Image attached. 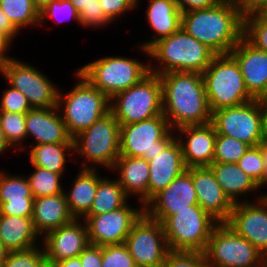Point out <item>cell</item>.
<instances>
[{
	"mask_svg": "<svg viewBox=\"0 0 267 267\" xmlns=\"http://www.w3.org/2000/svg\"><path fill=\"white\" fill-rule=\"evenodd\" d=\"M162 85L163 115L172 130L185 125L211 122L202 74L167 72L159 75Z\"/></svg>",
	"mask_w": 267,
	"mask_h": 267,
	"instance_id": "6da1fadb",
	"label": "cell"
},
{
	"mask_svg": "<svg viewBox=\"0 0 267 267\" xmlns=\"http://www.w3.org/2000/svg\"><path fill=\"white\" fill-rule=\"evenodd\" d=\"M181 28L216 55L229 54L243 38L244 18L238 5L222 0L208 9L182 13Z\"/></svg>",
	"mask_w": 267,
	"mask_h": 267,
	"instance_id": "7a4b0ae2",
	"label": "cell"
},
{
	"mask_svg": "<svg viewBox=\"0 0 267 267\" xmlns=\"http://www.w3.org/2000/svg\"><path fill=\"white\" fill-rule=\"evenodd\" d=\"M215 55L206 45L180 28L149 49L150 72L157 75L167 72L202 74Z\"/></svg>",
	"mask_w": 267,
	"mask_h": 267,
	"instance_id": "3957f363",
	"label": "cell"
},
{
	"mask_svg": "<svg viewBox=\"0 0 267 267\" xmlns=\"http://www.w3.org/2000/svg\"><path fill=\"white\" fill-rule=\"evenodd\" d=\"M74 75L77 83L65 93L58 91L57 101V108L72 138L110 112V99L77 71Z\"/></svg>",
	"mask_w": 267,
	"mask_h": 267,
	"instance_id": "277c9868",
	"label": "cell"
},
{
	"mask_svg": "<svg viewBox=\"0 0 267 267\" xmlns=\"http://www.w3.org/2000/svg\"><path fill=\"white\" fill-rule=\"evenodd\" d=\"M73 152L84 160L80 169L102 167L110 171L120 156V124L114 115L107 113L75 136Z\"/></svg>",
	"mask_w": 267,
	"mask_h": 267,
	"instance_id": "5b68a950",
	"label": "cell"
},
{
	"mask_svg": "<svg viewBox=\"0 0 267 267\" xmlns=\"http://www.w3.org/2000/svg\"><path fill=\"white\" fill-rule=\"evenodd\" d=\"M202 77L211 112L254 100L246 89L238 62L230 53L215 55Z\"/></svg>",
	"mask_w": 267,
	"mask_h": 267,
	"instance_id": "8992f818",
	"label": "cell"
},
{
	"mask_svg": "<svg viewBox=\"0 0 267 267\" xmlns=\"http://www.w3.org/2000/svg\"><path fill=\"white\" fill-rule=\"evenodd\" d=\"M130 56H104L76 71L109 99L140 82L150 73V63Z\"/></svg>",
	"mask_w": 267,
	"mask_h": 267,
	"instance_id": "52a82bcc",
	"label": "cell"
},
{
	"mask_svg": "<svg viewBox=\"0 0 267 267\" xmlns=\"http://www.w3.org/2000/svg\"><path fill=\"white\" fill-rule=\"evenodd\" d=\"M110 112L120 125L140 122L163 114L159 75L149 73L140 82L110 99Z\"/></svg>",
	"mask_w": 267,
	"mask_h": 267,
	"instance_id": "ba28073f",
	"label": "cell"
},
{
	"mask_svg": "<svg viewBox=\"0 0 267 267\" xmlns=\"http://www.w3.org/2000/svg\"><path fill=\"white\" fill-rule=\"evenodd\" d=\"M162 224L170 250L204 252L219 222L199 205H190V209L177 211Z\"/></svg>",
	"mask_w": 267,
	"mask_h": 267,
	"instance_id": "9c48e42d",
	"label": "cell"
},
{
	"mask_svg": "<svg viewBox=\"0 0 267 267\" xmlns=\"http://www.w3.org/2000/svg\"><path fill=\"white\" fill-rule=\"evenodd\" d=\"M204 254L209 267H267L264 255L226 223L213 229Z\"/></svg>",
	"mask_w": 267,
	"mask_h": 267,
	"instance_id": "30bf717a",
	"label": "cell"
},
{
	"mask_svg": "<svg viewBox=\"0 0 267 267\" xmlns=\"http://www.w3.org/2000/svg\"><path fill=\"white\" fill-rule=\"evenodd\" d=\"M174 139L175 132L163 114L120 125V156L142 157L149 162Z\"/></svg>",
	"mask_w": 267,
	"mask_h": 267,
	"instance_id": "8fae6325",
	"label": "cell"
},
{
	"mask_svg": "<svg viewBox=\"0 0 267 267\" xmlns=\"http://www.w3.org/2000/svg\"><path fill=\"white\" fill-rule=\"evenodd\" d=\"M0 76L7 84L21 91L32 108L56 107L60 86L36 66L11 57L0 65Z\"/></svg>",
	"mask_w": 267,
	"mask_h": 267,
	"instance_id": "7c38bea8",
	"label": "cell"
},
{
	"mask_svg": "<svg viewBox=\"0 0 267 267\" xmlns=\"http://www.w3.org/2000/svg\"><path fill=\"white\" fill-rule=\"evenodd\" d=\"M124 244L137 267H163L170 251L163 224L145 213L133 224Z\"/></svg>",
	"mask_w": 267,
	"mask_h": 267,
	"instance_id": "4fadbf2b",
	"label": "cell"
},
{
	"mask_svg": "<svg viewBox=\"0 0 267 267\" xmlns=\"http://www.w3.org/2000/svg\"><path fill=\"white\" fill-rule=\"evenodd\" d=\"M211 123L217 134L233 137L250 147L262 139L260 99L236 107H224L211 114Z\"/></svg>",
	"mask_w": 267,
	"mask_h": 267,
	"instance_id": "5bb4252c",
	"label": "cell"
},
{
	"mask_svg": "<svg viewBox=\"0 0 267 267\" xmlns=\"http://www.w3.org/2000/svg\"><path fill=\"white\" fill-rule=\"evenodd\" d=\"M131 205L129 201L124 207L107 213L86 215L83 220L90 244L105 246L124 243L133 224L144 213L142 204L137 208Z\"/></svg>",
	"mask_w": 267,
	"mask_h": 267,
	"instance_id": "9a60e30c",
	"label": "cell"
},
{
	"mask_svg": "<svg viewBox=\"0 0 267 267\" xmlns=\"http://www.w3.org/2000/svg\"><path fill=\"white\" fill-rule=\"evenodd\" d=\"M253 200L234 204L225 223L267 259V196Z\"/></svg>",
	"mask_w": 267,
	"mask_h": 267,
	"instance_id": "2e32d148",
	"label": "cell"
},
{
	"mask_svg": "<svg viewBox=\"0 0 267 267\" xmlns=\"http://www.w3.org/2000/svg\"><path fill=\"white\" fill-rule=\"evenodd\" d=\"M190 205H198L191 167L176 177L165 189L154 195L144 205V213L151 219L163 223L177 211L190 209Z\"/></svg>",
	"mask_w": 267,
	"mask_h": 267,
	"instance_id": "e0dca14e",
	"label": "cell"
},
{
	"mask_svg": "<svg viewBox=\"0 0 267 267\" xmlns=\"http://www.w3.org/2000/svg\"><path fill=\"white\" fill-rule=\"evenodd\" d=\"M174 132L186 168L210 166L213 163L217 133L211 122L185 125Z\"/></svg>",
	"mask_w": 267,
	"mask_h": 267,
	"instance_id": "ac0fdd59",
	"label": "cell"
},
{
	"mask_svg": "<svg viewBox=\"0 0 267 267\" xmlns=\"http://www.w3.org/2000/svg\"><path fill=\"white\" fill-rule=\"evenodd\" d=\"M41 241L45 257L54 262L78 257L90 244L83 219H74L69 224L48 232Z\"/></svg>",
	"mask_w": 267,
	"mask_h": 267,
	"instance_id": "d6986e66",
	"label": "cell"
},
{
	"mask_svg": "<svg viewBox=\"0 0 267 267\" xmlns=\"http://www.w3.org/2000/svg\"><path fill=\"white\" fill-rule=\"evenodd\" d=\"M191 177L198 205L219 223H225L234 204L223 192L211 168L209 166L191 167Z\"/></svg>",
	"mask_w": 267,
	"mask_h": 267,
	"instance_id": "ffe728a7",
	"label": "cell"
},
{
	"mask_svg": "<svg viewBox=\"0 0 267 267\" xmlns=\"http://www.w3.org/2000/svg\"><path fill=\"white\" fill-rule=\"evenodd\" d=\"M25 127L27 138L33 139L30 145L73 144L57 106L32 108L26 113Z\"/></svg>",
	"mask_w": 267,
	"mask_h": 267,
	"instance_id": "44dd1931",
	"label": "cell"
},
{
	"mask_svg": "<svg viewBox=\"0 0 267 267\" xmlns=\"http://www.w3.org/2000/svg\"><path fill=\"white\" fill-rule=\"evenodd\" d=\"M230 54L239 64L249 94L254 99H262L267 94V53L243 37Z\"/></svg>",
	"mask_w": 267,
	"mask_h": 267,
	"instance_id": "7402d4cb",
	"label": "cell"
},
{
	"mask_svg": "<svg viewBox=\"0 0 267 267\" xmlns=\"http://www.w3.org/2000/svg\"><path fill=\"white\" fill-rule=\"evenodd\" d=\"M146 20L153 33L150 39L139 42L138 47L144 57L149 58V49L159 40L164 39L181 28L182 12L178 9L175 0H147Z\"/></svg>",
	"mask_w": 267,
	"mask_h": 267,
	"instance_id": "603a6c76",
	"label": "cell"
},
{
	"mask_svg": "<svg viewBox=\"0 0 267 267\" xmlns=\"http://www.w3.org/2000/svg\"><path fill=\"white\" fill-rule=\"evenodd\" d=\"M148 163V201L187 169L183 161L181 146L176 139Z\"/></svg>",
	"mask_w": 267,
	"mask_h": 267,
	"instance_id": "cb8c5ba5",
	"label": "cell"
},
{
	"mask_svg": "<svg viewBox=\"0 0 267 267\" xmlns=\"http://www.w3.org/2000/svg\"><path fill=\"white\" fill-rule=\"evenodd\" d=\"M110 171L117 172L115 179L129 198L136 196L137 204L143 206L148 202L149 163L145 159L119 156Z\"/></svg>",
	"mask_w": 267,
	"mask_h": 267,
	"instance_id": "d4e9b609",
	"label": "cell"
},
{
	"mask_svg": "<svg viewBox=\"0 0 267 267\" xmlns=\"http://www.w3.org/2000/svg\"><path fill=\"white\" fill-rule=\"evenodd\" d=\"M209 167L223 192L233 204L253 201L250 195H253L254 192V198H257V200L265 196V193L260 192L261 188L257 183L242 171L237 163L213 162ZM258 192L261 194L257 195ZM247 196L250 200L247 199Z\"/></svg>",
	"mask_w": 267,
	"mask_h": 267,
	"instance_id": "484cf974",
	"label": "cell"
},
{
	"mask_svg": "<svg viewBox=\"0 0 267 267\" xmlns=\"http://www.w3.org/2000/svg\"><path fill=\"white\" fill-rule=\"evenodd\" d=\"M32 220L40 237L48 232L69 224L74 220L64 193L53 196L37 197L33 201Z\"/></svg>",
	"mask_w": 267,
	"mask_h": 267,
	"instance_id": "4316f807",
	"label": "cell"
},
{
	"mask_svg": "<svg viewBox=\"0 0 267 267\" xmlns=\"http://www.w3.org/2000/svg\"><path fill=\"white\" fill-rule=\"evenodd\" d=\"M77 173L64 194L74 219H83L91 209L98 182L104 175L97 169H79Z\"/></svg>",
	"mask_w": 267,
	"mask_h": 267,
	"instance_id": "83f0119b",
	"label": "cell"
},
{
	"mask_svg": "<svg viewBox=\"0 0 267 267\" xmlns=\"http://www.w3.org/2000/svg\"><path fill=\"white\" fill-rule=\"evenodd\" d=\"M0 240L9 251L26 250L42 245L32 217L0 215Z\"/></svg>",
	"mask_w": 267,
	"mask_h": 267,
	"instance_id": "f1b7e54d",
	"label": "cell"
},
{
	"mask_svg": "<svg viewBox=\"0 0 267 267\" xmlns=\"http://www.w3.org/2000/svg\"><path fill=\"white\" fill-rule=\"evenodd\" d=\"M28 146V162L31 166H39L65 177L68 159V162L74 160L70 159L74 155L73 144L46 143Z\"/></svg>",
	"mask_w": 267,
	"mask_h": 267,
	"instance_id": "f546056e",
	"label": "cell"
},
{
	"mask_svg": "<svg viewBox=\"0 0 267 267\" xmlns=\"http://www.w3.org/2000/svg\"><path fill=\"white\" fill-rule=\"evenodd\" d=\"M130 198L115 178L105 176L98 182L96 195L87 215H98L124 207Z\"/></svg>",
	"mask_w": 267,
	"mask_h": 267,
	"instance_id": "4dcf8cb0",
	"label": "cell"
},
{
	"mask_svg": "<svg viewBox=\"0 0 267 267\" xmlns=\"http://www.w3.org/2000/svg\"><path fill=\"white\" fill-rule=\"evenodd\" d=\"M0 9L19 32L23 28L39 27L40 12L32 0H0Z\"/></svg>",
	"mask_w": 267,
	"mask_h": 267,
	"instance_id": "1f68e13d",
	"label": "cell"
},
{
	"mask_svg": "<svg viewBox=\"0 0 267 267\" xmlns=\"http://www.w3.org/2000/svg\"><path fill=\"white\" fill-rule=\"evenodd\" d=\"M25 124L26 113L0 112V126L5 140L18 154L28 148L25 143L28 141Z\"/></svg>",
	"mask_w": 267,
	"mask_h": 267,
	"instance_id": "d6a6232c",
	"label": "cell"
},
{
	"mask_svg": "<svg viewBox=\"0 0 267 267\" xmlns=\"http://www.w3.org/2000/svg\"><path fill=\"white\" fill-rule=\"evenodd\" d=\"M33 171L27 175L29 185L34 198L53 196L64 193V187L61 183L63 176L61 174L49 171L39 166H31ZM34 169V170H33Z\"/></svg>",
	"mask_w": 267,
	"mask_h": 267,
	"instance_id": "836d02e7",
	"label": "cell"
},
{
	"mask_svg": "<svg viewBox=\"0 0 267 267\" xmlns=\"http://www.w3.org/2000/svg\"><path fill=\"white\" fill-rule=\"evenodd\" d=\"M34 198L26 175L11 174L0 169V202Z\"/></svg>",
	"mask_w": 267,
	"mask_h": 267,
	"instance_id": "e575fe53",
	"label": "cell"
},
{
	"mask_svg": "<svg viewBox=\"0 0 267 267\" xmlns=\"http://www.w3.org/2000/svg\"><path fill=\"white\" fill-rule=\"evenodd\" d=\"M70 1L79 12L80 26L84 29L93 27V30H98L113 25V22L104 14L99 0Z\"/></svg>",
	"mask_w": 267,
	"mask_h": 267,
	"instance_id": "d590c367",
	"label": "cell"
},
{
	"mask_svg": "<svg viewBox=\"0 0 267 267\" xmlns=\"http://www.w3.org/2000/svg\"><path fill=\"white\" fill-rule=\"evenodd\" d=\"M249 147L233 137L217 134L213 162L237 163Z\"/></svg>",
	"mask_w": 267,
	"mask_h": 267,
	"instance_id": "8d00e7d4",
	"label": "cell"
},
{
	"mask_svg": "<svg viewBox=\"0 0 267 267\" xmlns=\"http://www.w3.org/2000/svg\"><path fill=\"white\" fill-rule=\"evenodd\" d=\"M47 19L57 24L72 19L80 26L79 12L70 0H52L40 11L39 25L43 26Z\"/></svg>",
	"mask_w": 267,
	"mask_h": 267,
	"instance_id": "74e56055",
	"label": "cell"
},
{
	"mask_svg": "<svg viewBox=\"0 0 267 267\" xmlns=\"http://www.w3.org/2000/svg\"><path fill=\"white\" fill-rule=\"evenodd\" d=\"M243 37L256 49L267 53V18L261 14L246 16Z\"/></svg>",
	"mask_w": 267,
	"mask_h": 267,
	"instance_id": "f35d334b",
	"label": "cell"
},
{
	"mask_svg": "<svg viewBox=\"0 0 267 267\" xmlns=\"http://www.w3.org/2000/svg\"><path fill=\"white\" fill-rule=\"evenodd\" d=\"M239 168L252 178L262 188L264 161L260 145L249 147L237 162Z\"/></svg>",
	"mask_w": 267,
	"mask_h": 267,
	"instance_id": "ab89813d",
	"label": "cell"
},
{
	"mask_svg": "<svg viewBox=\"0 0 267 267\" xmlns=\"http://www.w3.org/2000/svg\"><path fill=\"white\" fill-rule=\"evenodd\" d=\"M44 258L45 252L42 245L26 250L9 251L1 267H38Z\"/></svg>",
	"mask_w": 267,
	"mask_h": 267,
	"instance_id": "60d3db41",
	"label": "cell"
},
{
	"mask_svg": "<svg viewBox=\"0 0 267 267\" xmlns=\"http://www.w3.org/2000/svg\"><path fill=\"white\" fill-rule=\"evenodd\" d=\"M102 267H137L126 245L102 246Z\"/></svg>",
	"mask_w": 267,
	"mask_h": 267,
	"instance_id": "b9f144b4",
	"label": "cell"
},
{
	"mask_svg": "<svg viewBox=\"0 0 267 267\" xmlns=\"http://www.w3.org/2000/svg\"><path fill=\"white\" fill-rule=\"evenodd\" d=\"M163 267H209L204 252L170 250Z\"/></svg>",
	"mask_w": 267,
	"mask_h": 267,
	"instance_id": "7bdbcfd3",
	"label": "cell"
},
{
	"mask_svg": "<svg viewBox=\"0 0 267 267\" xmlns=\"http://www.w3.org/2000/svg\"><path fill=\"white\" fill-rule=\"evenodd\" d=\"M0 99V112L27 113L32 109L26 96L9 84Z\"/></svg>",
	"mask_w": 267,
	"mask_h": 267,
	"instance_id": "ee69618b",
	"label": "cell"
},
{
	"mask_svg": "<svg viewBox=\"0 0 267 267\" xmlns=\"http://www.w3.org/2000/svg\"><path fill=\"white\" fill-rule=\"evenodd\" d=\"M104 14L112 21H121L122 17L127 16L130 11H137V4L133 0H99Z\"/></svg>",
	"mask_w": 267,
	"mask_h": 267,
	"instance_id": "f6af8a7d",
	"label": "cell"
},
{
	"mask_svg": "<svg viewBox=\"0 0 267 267\" xmlns=\"http://www.w3.org/2000/svg\"><path fill=\"white\" fill-rule=\"evenodd\" d=\"M34 198L0 202V215L32 217Z\"/></svg>",
	"mask_w": 267,
	"mask_h": 267,
	"instance_id": "bcb514c9",
	"label": "cell"
},
{
	"mask_svg": "<svg viewBox=\"0 0 267 267\" xmlns=\"http://www.w3.org/2000/svg\"><path fill=\"white\" fill-rule=\"evenodd\" d=\"M78 257L82 267H102V246L89 244Z\"/></svg>",
	"mask_w": 267,
	"mask_h": 267,
	"instance_id": "7dc6e473",
	"label": "cell"
},
{
	"mask_svg": "<svg viewBox=\"0 0 267 267\" xmlns=\"http://www.w3.org/2000/svg\"><path fill=\"white\" fill-rule=\"evenodd\" d=\"M222 0H175L178 9L182 12L208 9L217 5Z\"/></svg>",
	"mask_w": 267,
	"mask_h": 267,
	"instance_id": "c3c4849f",
	"label": "cell"
},
{
	"mask_svg": "<svg viewBox=\"0 0 267 267\" xmlns=\"http://www.w3.org/2000/svg\"><path fill=\"white\" fill-rule=\"evenodd\" d=\"M238 7L245 18L252 14H261L267 7V0H243Z\"/></svg>",
	"mask_w": 267,
	"mask_h": 267,
	"instance_id": "681fc988",
	"label": "cell"
},
{
	"mask_svg": "<svg viewBox=\"0 0 267 267\" xmlns=\"http://www.w3.org/2000/svg\"><path fill=\"white\" fill-rule=\"evenodd\" d=\"M19 34L21 33L11 24L7 15L0 9V35L12 43Z\"/></svg>",
	"mask_w": 267,
	"mask_h": 267,
	"instance_id": "f907efd6",
	"label": "cell"
},
{
	"mask_svg": "<svg viewBox=\"0 0 267 267\" xmlns=\"http://www.w3.org/2000/svg\"><path fill=\"white\" fill-rule=\"evenodd\" d=\"M11 43L2 35H0V65L4 64L7 60L11 58L7 54L8 51H10Z\"/></svg>",
	"mask_w": 267,
	"mask_h": 267,
	"instance_id": "816d5d0a",
	"label": "cell"
},
{
	"mask_svg": "<svg viewBox=\"0 0 267 267\" xmlns=\"http://www.w3.org/2000/svg\"><path fill=\"white\" fill-rule=\"evenodd\" d=\"M260 114L262 133H267V103L263 99H260Z\"/></svg>",
	"mask_w": 267,
	"mask_h": 267,
	"instance_id": "f5cc1de1",
	"label": "cell"
},
{
	"mask_svg": "<svg viewBox=\"0 0 267 267\" xmlns=\"http://www.w3.org/2000/svg\"><path fill=\"white\" fill-rule=\"evenodd\" d=\"M57 267H82L79 257L68 258L62 261L56 262Z\"/></svg>",
	"mask_w": 267,
	"mask_h": 267,
	"instance_id": "db71d44e",
	"label": "cell"
},
{
	"mask_svg": "<svg viewBox=\"0 0 267 267\" xmlns=\"http://www.w3.org/2000/svg\"><path fill=\"white\" fill-rule=\"evenodd\" d=\"M12 148L10 147V145L6 142L5 137L3 135V131L1 129L0 126V156L4 153L7 152L9 150H11Z\"/></svg>",
	"mask_w": 267,
	"mask_h": 267,
	"instance_id": "11a10c76",
	"label": "cell"
},
{
	"mask_svg": "<svg viewBox=\"0 0 267 267\" xmlns=\"http://www.w3.org/2000/svg\"><path fill=\"white\" fill-rule=\"evenodd\" d=\"M262 155L264 161V173L262 180V189L267 187V151L262 148Z\"/></svg>",
	"mask_w": 267,
	"mask_h": 267,
	"instance_id": "9f6ffc18",
	"label": "cell"
},
{
	"mask_svg": "<svg viewBox=\"0 0 267 267\" xmlns=\"http://www.w3.org/2000/svg\"><path fill=\"white\" fill-rule=\"evenodd\" d=\"M8 253L9 250L3 245L2 241L0 240V267L6 261Z\"/></svg>",
	"mask_w": 267,
	"mask_h": 267,
	"instance_id": "6f0895ef",
	"label": "cell"
},
{
	"mask_svg": "<svg viewBox=\"0 0 267 267\" xmlns=\"http://www.w3.org/2000/svg\"><path fill=\"white\" fill-rule=\"evenodd\" d=\"M52 0H32L34 6L40 12L45 6H47Z\"/></svg>",
	"mask_w": 267,
	"mask_h": 267,
	"instance_id": "680465c9",
	"label": "cell"
},
{
	"mask_svg": "<svg viewBox=\"0 0 267 267\" xmlns=\"http://www.w3.org/2000/svg\"><path fill=\"white\" fill-rule=\"evenodd\" d=\"M38 267H57L56 262L47 259L46 257L39 263Z\"/></svg>",
	"mask_w": 267,
	"mask_h": 267,
	"instance_id": "91938a15",
	"label": "cell"
},
{
	"mask_svg": "<svg viewBox=\"0 0 267 267\" xmlns=\"http://www.w3.org/2000/svg\"><path fill=\"white\" fill-rule=\"evenodd\" d=\"M260 146L267 151V133H262Z\"/></svg>",
	"mask_w": 267,
	"mask_h": 267,
	"instance_id": "94428289",
	"label": "cell"
},
{
	"mask_svg": "<svg viewBox=\"0 0 267 267\" xmlns=\"http://www.w3.org/2000/svg\"><path fill=\"white\" fill-rule=\"evenodd\" d=\"M223 1L239 5L243 0H223Z\"/></svg>",
	"mask_w": 267,
	"mask_h": 267,
	"instance_id": "6125c7cd",
	"label": "cell"
},
{
	"mask_svg": "<svg viewBox=\"0 0 267 267\" xmlns=\"http://www.w3.org/2000/svg\"><path fill=\"white\" fill-rule=\"evenodd\" d=\"M261 15H263L265 18H267V7H266V9L261 13Z\"/></svg>",
	"mask_w": 267,
	"mask_h": 267,
	"instance_id": "be15d7a7",
	"label": "cell"
},
{
	"mask_svg": "<svg viewBox=\"0 0 267 267\" xmlns=\"http://www.w3.org/2000/svg\"><path fill=\"white\" fill-rule=\"evenodd\" d=\"M133 1L137 4V7H139L140 6L139 4L144 0H142V1L141 0H133Z\"/></svg>",
	"mask_w": 267,
	"mask_h": 267,
	"instance_id": "e7e4bbea",
	"label": "cell"
},
{
	"mask_svg": "<svg viewBox=\"0 0 267 267\" xmlns=\"http://www.w3.org/2000/svg\"><path fill=\"white\" fill-rule=\"evenodd\" d=\"M262 99L267 103V94Z\"/></svg>",
	"mask_w": 267,
	"mask_h": 267,
	"instance_id": "03108f58",
	"label": "cell"
}]
</instances>
